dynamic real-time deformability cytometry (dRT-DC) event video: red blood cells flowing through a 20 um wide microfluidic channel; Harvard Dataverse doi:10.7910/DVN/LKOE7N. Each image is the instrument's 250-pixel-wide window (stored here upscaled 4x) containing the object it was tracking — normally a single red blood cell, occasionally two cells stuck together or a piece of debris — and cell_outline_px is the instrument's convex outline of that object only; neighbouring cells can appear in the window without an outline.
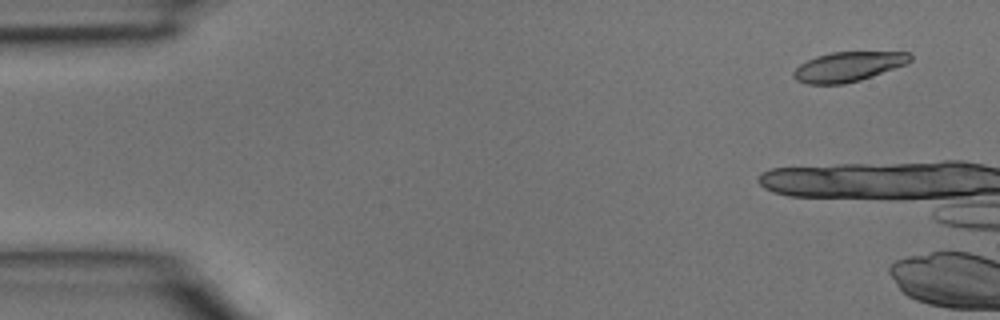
{"species": "common noctule bat (a hibernating species)", "species_latin": "Nyctalus noctula", "temperature_condition": "room temperature", "stored_images_in_passage": 8, "camera_frame_rate_fps": 3000, "um_per_image_px": 0.085, "animal": {"sex": "male", "body_mass_g": 15.6}, "frame": {"image": 1, "passage_image": 1, "time_ms": 0.0, "image_size_px": [1000, 320], "cell_outline_px": [[912, 60], [908, 64], [860, 80], [844, 84], [808, 84], [796, 80], [792, 76], [792, 72], [800, 64], [816, 56], [832, 52], [908, 52], [912, 56]], "centroid_in_image_um": [72.1, 5.67], "position_along_channel_um": 12.9, "area_um2": 20.23}}